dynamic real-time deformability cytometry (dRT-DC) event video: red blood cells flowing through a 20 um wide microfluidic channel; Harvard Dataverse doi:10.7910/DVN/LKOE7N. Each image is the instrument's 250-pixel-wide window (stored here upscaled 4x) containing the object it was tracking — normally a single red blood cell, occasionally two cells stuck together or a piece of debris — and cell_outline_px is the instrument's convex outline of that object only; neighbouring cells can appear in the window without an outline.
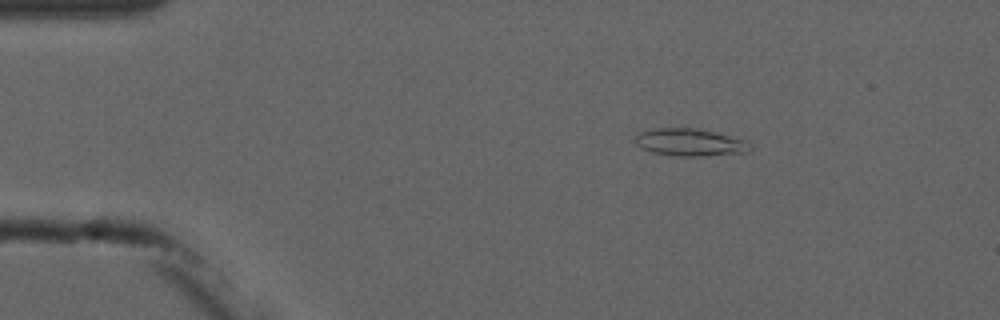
{"species": "common noctule bat (a hibernating species)", "species_latin": "Nyctalus noctula", "temperature_condition": "cold", "stored_images_in_passage": 4, "camera_frame_rate_fps": 3000, "um_per_image_px": 0.085, "animal": {"sex": "male", "forearm_length_mm": 52.5}, "frame": {"image": 1, "passage_image": 2, "time_ms": 2.0, "image_size_px": [1000, 320], "cell_outline_px": [[752, 148], [748, 152], [704, 156], [676, 156], [652, 152], [636, 144], [636, 136], [640, 132], [656, 128], [696, 128], [748, 140], [752, 144]], "centroid_in_image_um": [58.71, 12.1], "position_along_channel_um": 26.3, "area_um2": 18.32}}